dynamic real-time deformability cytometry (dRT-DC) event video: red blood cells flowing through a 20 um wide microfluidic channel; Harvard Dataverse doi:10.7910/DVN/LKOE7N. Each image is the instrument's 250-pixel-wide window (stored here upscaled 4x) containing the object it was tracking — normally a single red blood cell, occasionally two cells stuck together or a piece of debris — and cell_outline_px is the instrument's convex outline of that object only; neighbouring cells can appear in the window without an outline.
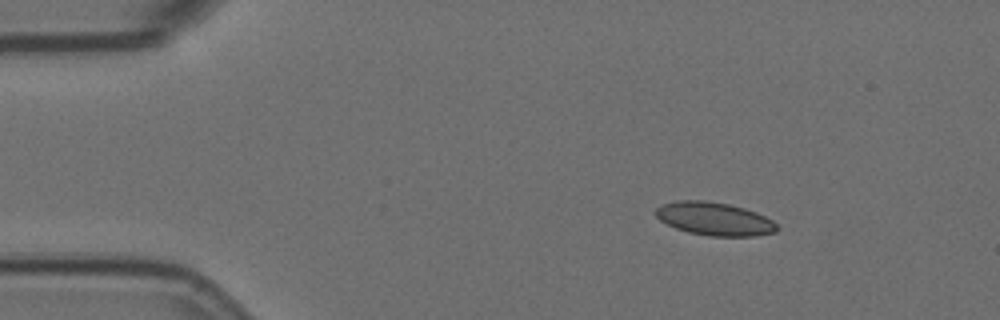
{"species": "Egyptian fruit bat (a non-hibernating species)", "species_latin": "Rousettus aegyptiacus", "temperature_condition": "room temperature", "stored_images_in_passage": 4, "camera_frame_rate_fps": 3000, "um_per_image_px": 0.085, "animal": {"sex": "female"}, "frame": {"image": 1, "passage_image": 1, "time_ms": 0.0, "image_size_px": [1000, 320], "cell_outline_px": [[780, 228], [776, 232], [756, 236], [708, 236], [688, 232], [676, 228], [660, 220], [652, 212], [660, 204], [676, 200], [704, 200], [728, 204], [744, 208], [756, 212], [772, 220]], "centroid_in_image_um": [60.7, 18.6], "position_along_channel_um": 24.3, "area_um2": 23.64}}
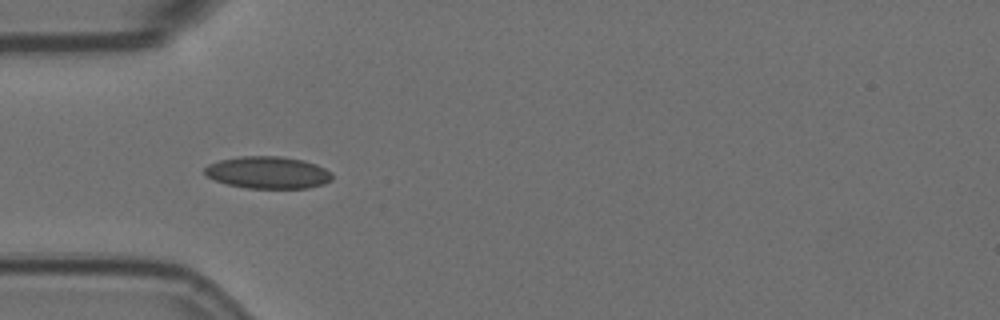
{"frame": {"image": 2, "passage_image": 3, "time_ms": 0.667, "image_size_px": [1000, 320], "cell_outline_px": [[332, 180], [324, 184], [308, 188], [248, 188], [228, 184], [216, 180], [208, 176], [204, 172], [204, 168], [208, 164], [220, 160], [240, 156], [280, 156], [304, 160], [316, 164], [332, 172]], "centroid_in_image_um": [22.8, 14.66], "position_along_channel_um": 62.2, "area_um2": 23.87}}
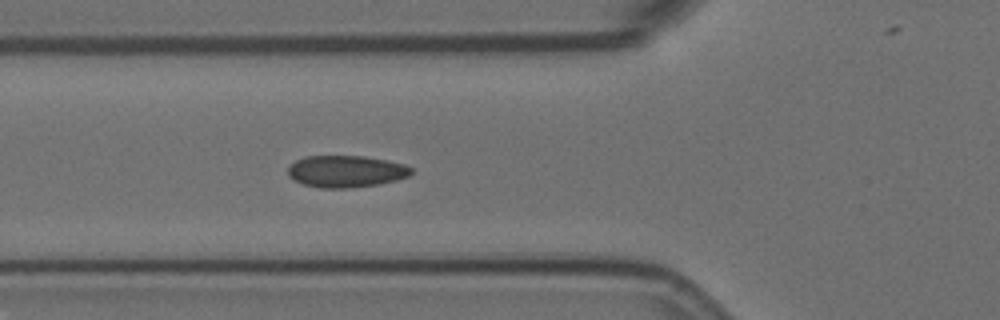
{"frame": {"image": 3, "passage_image": 4, "time_ms": 1.0, "image_size_px": [1000, 320], "cell_outline_px": [[412, 172], [408, 176], [396, 180], [380, 184], [348, 188], [320, 188], [304, 184], [288, 176], [288, 168], [296, 160], [304, 156], [364, 156], [388, 160], [404, 164], [412, 168]], "centroid_in_image_um": [29.42, 14.56], "position_along_channel_um": 96.4, "area_um2": 22.89}}